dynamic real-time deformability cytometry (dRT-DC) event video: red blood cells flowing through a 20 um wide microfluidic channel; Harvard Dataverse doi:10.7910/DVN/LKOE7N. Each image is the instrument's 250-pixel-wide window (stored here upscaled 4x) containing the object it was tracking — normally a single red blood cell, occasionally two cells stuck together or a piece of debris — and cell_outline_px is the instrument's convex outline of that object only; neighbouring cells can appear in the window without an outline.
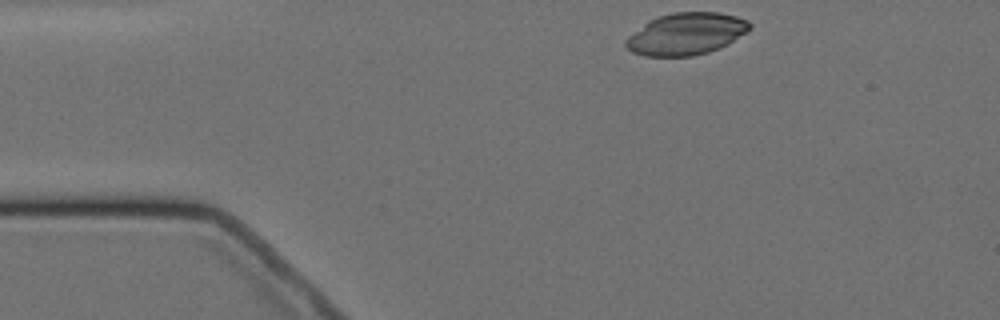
{"species": "Egyptian fruit bat (a non-hibernating species)", "species_latin": "Rousettus aegyptiacus", "temperature_condition": "cold", "stored_images_in_passage": 4, "segment_of_instrument_passage": [1, 2], "camera_frame_rate_fps": 3000, "um_per_image_px": 0.085, "animal": {"sex": "female"}, "frame": {"image": 1, "passage_image": 1, "time_ms": 0.0, "image_size_px": [1000, 320], "cell_outline_px": [[752, 28], [728, 44], [720, 48], [708, 52], [692, 56], [644, 56], [632, 52], [624, 44], [624, 40], [628, 36], [648, 20], [672, 12], [720, 12], [736, 16], [748, 20], [752, 24]], "centroid_in_image_um": [58.33, 2.87], "position_along_channel_um": 26.7, "area_um2": 30.46}}
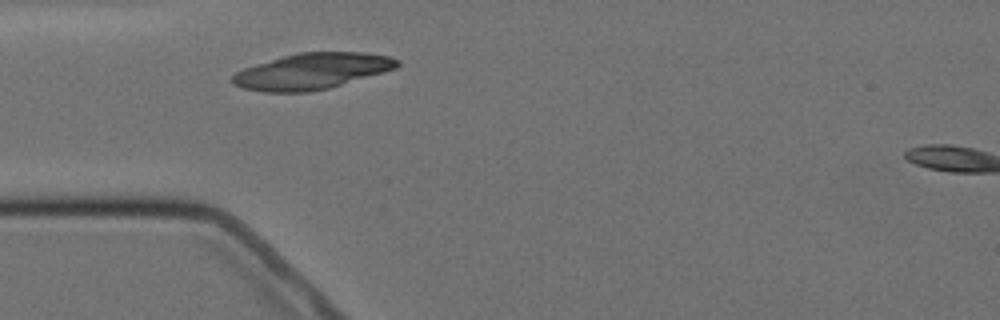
{"frame": {"image": 2, "passage_image": 3, "time_ms": 2.333, "image_size_px": [1000, 320], "cell_outline_px": [[400, 64], [396, 68], [384, 72], [328, 88], [308, 92], [264, 92], [244, 88], [232, 84], [232, 76], [236, 72], [244, 68], [256, 64], [296, 52], [368, 52], [388, 56], [400, 60]], "centroid_in_image_um": [26.52, 6.04], "position_along_channel_um": 58.5, "area_um2": 34.51}}